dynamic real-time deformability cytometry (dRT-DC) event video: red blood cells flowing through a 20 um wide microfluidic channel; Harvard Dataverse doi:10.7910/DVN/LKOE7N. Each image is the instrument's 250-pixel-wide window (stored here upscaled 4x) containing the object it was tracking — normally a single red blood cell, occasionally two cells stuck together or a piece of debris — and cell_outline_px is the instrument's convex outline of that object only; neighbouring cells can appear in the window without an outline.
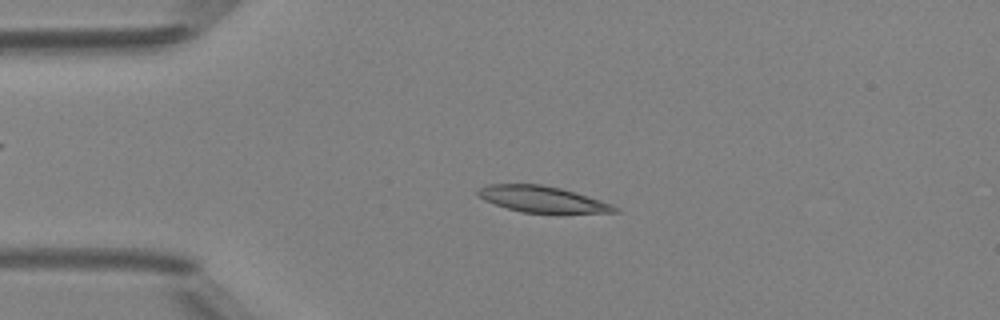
{"species": "Egyptian fruit bat (a non-hibernating species)", "species_latin": "Rousettus aegyptiacus", "temperature_condition": "room temperature", "stored_images_in_passage": 49, "camera_frame_rate_fps": 3000, "um_per_image_px": 0.085, "animal": {"sex": "female"}, "frame": {"image": 1, "passage_image": 11, "time_ms": 3.333, "image_size_px": [1000, 320], "cell_outline_px": [[620, 212], [520, 212], [484, 200], [476, 196], [476, 188], [488, 184], [540, 184], [560, 188], [600, 200], [612, 204], [620, 208]], "centroid_in_image_um": [46.02, 16.91], "position_along_channel_um": 39.0, "area_um2": 20.58}}
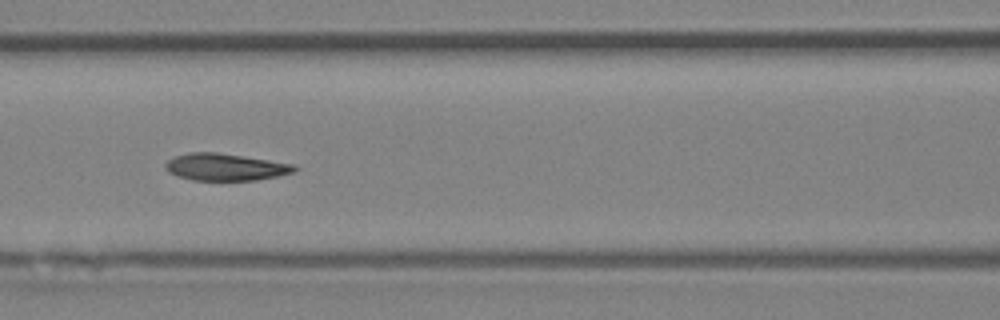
{"frame": {"image": 2, "passage_image": 21, "time_ms": 6.667, "image_size_px": [1000, 320], "cell_outline_px": [[300, 168], [296, 172], [256, 180], [192, 180], [176, 176], [168, 172], [164, 168], [164, 164], [168, 160], [176, 156], [188, 152], [216, 152], [244, 156], [296, 164]], "centroid_in_image_um": [19.18, 14.19], "position_along_channel_um": 147.4, "area_um2": 20.58}}
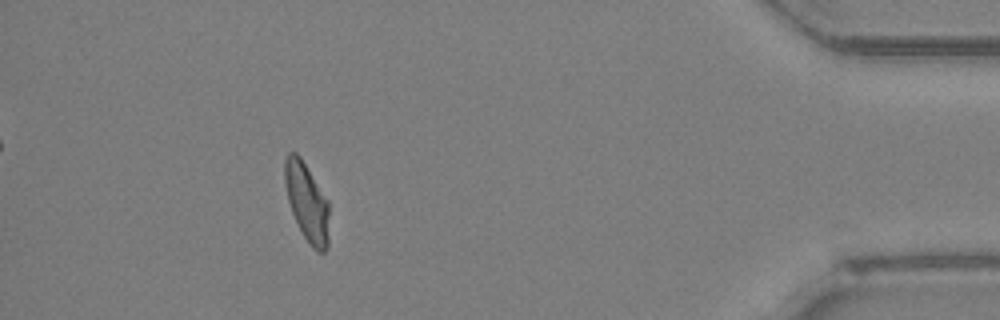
{"frame": {"image": 3, "passage_image": 44, "time_ms": 14.333, "image_size_px": [1000, 320], "cell_outline_px": [[328, 244], [324, 252], [316, 252], [312, 248], [304, 236], [292, 212], [288, 200], [284, 184], [284, 160], [288, 152], [296, 152], [300, 156], [328, 200]], "centroid_in_image_um": [26.07, 17.16], "position_along_channel_um": 409.1, "area_um2": 20.11}, "authors_computed_cell_mechanics": {"area_um2": 21.0392, "velocity_mm_per_s": 4.1548, "shape_relaxation_time_tau1_ms": 6.6734, "shape_relaxation_time_tau2_ms": 2.2339, "deformation_change_tau1": 0.1664, "deformation_change_tau2": 0.0858}}